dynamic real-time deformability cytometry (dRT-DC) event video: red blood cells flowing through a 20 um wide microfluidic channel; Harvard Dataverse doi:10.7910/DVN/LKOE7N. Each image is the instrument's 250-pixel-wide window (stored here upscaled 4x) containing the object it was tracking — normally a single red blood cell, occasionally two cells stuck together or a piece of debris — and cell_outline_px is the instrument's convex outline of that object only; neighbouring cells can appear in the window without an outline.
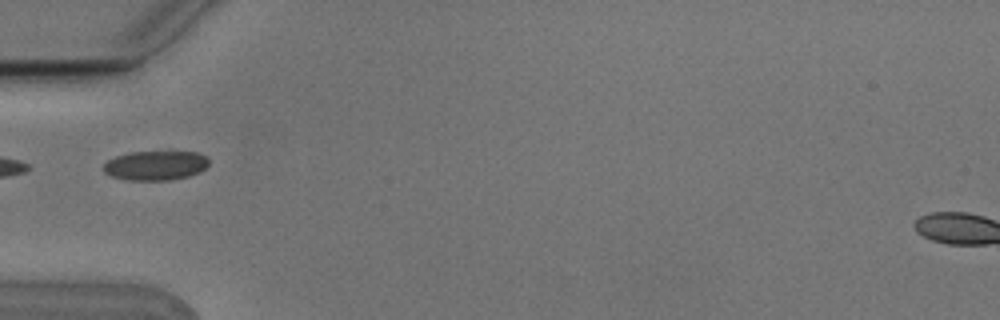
{"species": "Egyptian fruit bat (a non-hibernating species)", "species_latin": "Rousettus aegyptiacus", "temperature_condition": "cold", "stored_images_in_passage": 6, "camera_frame_rate_fps": 3000, "um_per_image_px": 0.085, "animal": {"sex": "male"}, "frame": {"image": 1, "passage_image": 4, "time_ms": 1.0, "image_size_px": [1000, 320], "cell_outline_px": [[208, 164], [204, 168], [188, 176], [168, 180], [128, 180], [112, 176], [104, 172], [100, 168], [108, 160], [116, 156], [128, 152], [196, 152], [208, 156]], "centroid_in_image_um": [13.17, 14.06], "position_along_channel_um": 71.8, "area_um2": 17.98}}
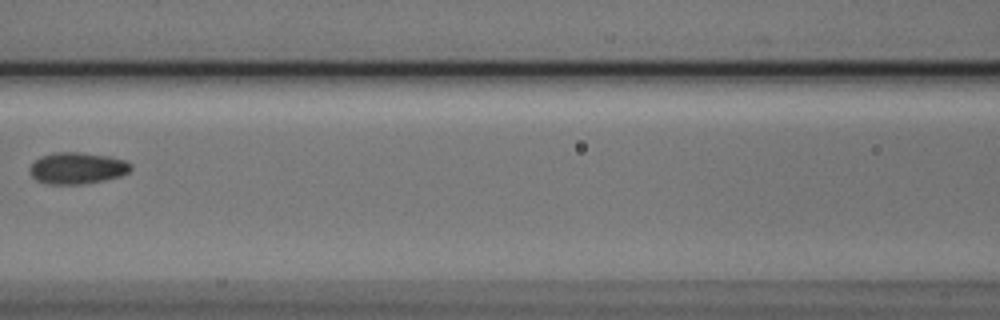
{"frame": {"image": 2, "passage_image": 6, "time_ms": 1.667, "image_size_px": [1000, 320], "cell_outline_px": [[132, 168], [128, 172], [120, 176], [104, 180], [84, 184], [48, 184], [36, 180], [32, 176], [28, 168], [40, 156], [56, 152], [80, 152], [112, 156], [124, 160], [132, 164]], "centroid_in_image_um": [6.57, 14.28], "position_along_channel_um": 160.0, "area_um2": 18.73}}